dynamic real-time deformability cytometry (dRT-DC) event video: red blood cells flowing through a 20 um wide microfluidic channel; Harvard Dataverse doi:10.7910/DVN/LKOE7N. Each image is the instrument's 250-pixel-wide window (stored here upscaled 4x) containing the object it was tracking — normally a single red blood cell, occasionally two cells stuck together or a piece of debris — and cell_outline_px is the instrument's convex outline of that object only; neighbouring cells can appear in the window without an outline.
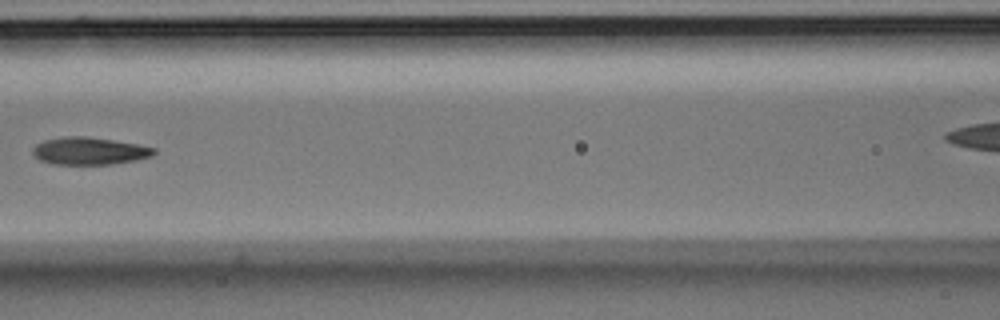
{"species": "Egyptian fruit bat (a non-hibernating species)", "species_latin": "Rousettus aegyptiacus", "temperature_condition": "room temperature", "stored_images_in_passage": 8, "camera_frame_rate_fps": 3000, "um_per_image_px": 0.085, "animal": {"sex": "male"}, "frame": {"image": 1, "passage_image": 6, "time_ms": 1.667, "image_size_px": [1000, 320], "cell_outline_px": [[156, 152], [152, 156], [136, 160], [112, 164], [52, 164], [40, 160], [32, 152], [32, 148], [36, 144], [44, 140], [64, 136], [84, 136], [112, 140], [136, 144], [156, 148]], "centroid_in_image_um": [7.58, 12.83], "position_along_channel_um": 159.0, "area_um2": 19.31}}
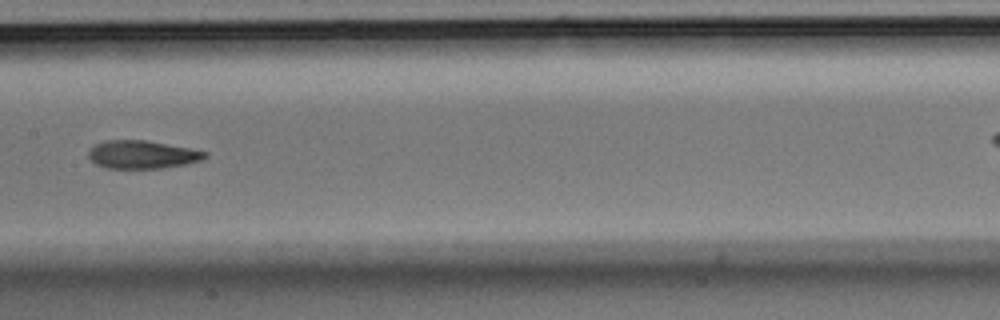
{"frame": {"image": 2, "passage_image": 7, "time_ms": 2.0, "image_size_px": [1000, 320], "cell_outline_px": [[208, 156], [200, 160], [188, 164], [164, 168], [104, 168], [96, 164], [88, 156], [88, 148], [92, 144], [104, 140], [144, 140], [188, 148], [208, 152]], "centroid_in_image_um": [12.04, 13.14], "position_along_channel_um": 195.4, "area_um2": 19.19}}